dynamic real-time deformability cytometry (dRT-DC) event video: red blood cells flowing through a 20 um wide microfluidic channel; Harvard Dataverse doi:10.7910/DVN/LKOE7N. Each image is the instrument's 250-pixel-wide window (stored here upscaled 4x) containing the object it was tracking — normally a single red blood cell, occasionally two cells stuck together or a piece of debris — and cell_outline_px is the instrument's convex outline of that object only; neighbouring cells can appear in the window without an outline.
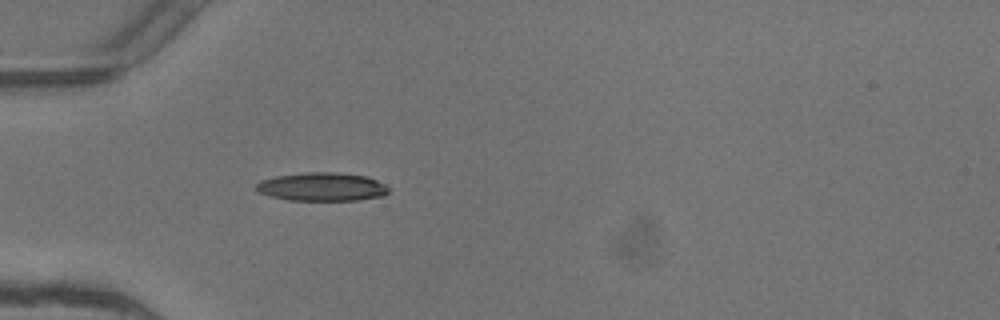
{"species": "common noctule bat (a hibernating species)", "species_latin": "Nyctalus noctula", "temperature_condition": "warm", "stored_images_in_passage": 1, "camera_frame_rate_fps": 3000, "um_per_image_px": 0.085, "animal": {"sex": "female"}, "frame": {"image": 1, "passage_image": 1, "time_ms": 0.0, "image_size_px": [1000, 320], "cell_outline_px": [[388, 192], [384, 196], [356, 200], [288, 200], [268, 196], [260, 192], [256, 188], [256, 184], [260, 180], [276, 176], [308, 172], [340, 172], [368, 176], [384, 184], [388, 188]], "centroid_in_image_um": [27.37, 15.87], "position_along_channel_um": 57.6, "area_um2": 22.02}}